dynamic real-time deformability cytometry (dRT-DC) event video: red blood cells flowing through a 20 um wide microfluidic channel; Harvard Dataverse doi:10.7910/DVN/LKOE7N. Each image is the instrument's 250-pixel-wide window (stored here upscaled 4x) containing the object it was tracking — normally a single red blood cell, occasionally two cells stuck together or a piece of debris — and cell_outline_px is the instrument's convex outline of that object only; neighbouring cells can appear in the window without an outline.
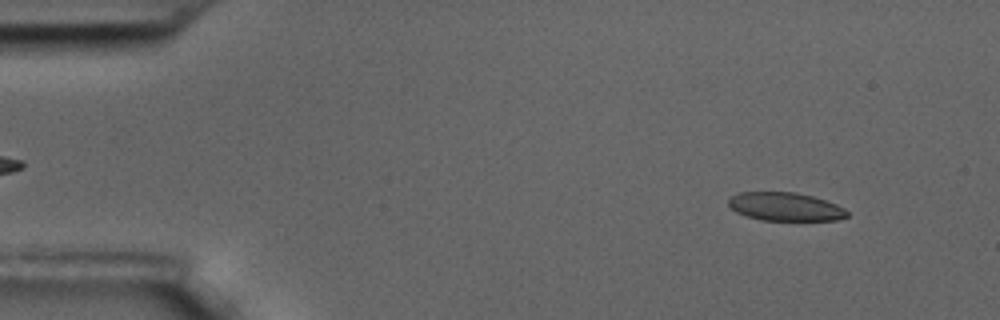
{"species": "common noctule bat (a hibernating species)", "species_latin": "Nyctalus noctula", "temperature_condition": "room temperature", "stored_images_in_passage": 57, "camera_frame_rate_fps": 3000, "um_per_image_px": 0.085, "animal": {"sex": "male", "body_mass_g": 17.5, "forearm_length_mm": 52.3}, "frame": {"image": 1, "passage_image": 5, "time_ms": 1.333, "image_size_px": [1000, 320], "cell_outline_px": [[848, 216], [836, 220], [760, 220], [736, 212], [728, 204], [728, 200], [732, 196], [740, 192], [796, 192], [812, 196], [836, 204], [844, 208], [848, 212]], "centroid_in_image_um": [66.75, 17.56], "position_along_channel_um": 18.3, "area_um2": 19.48}}
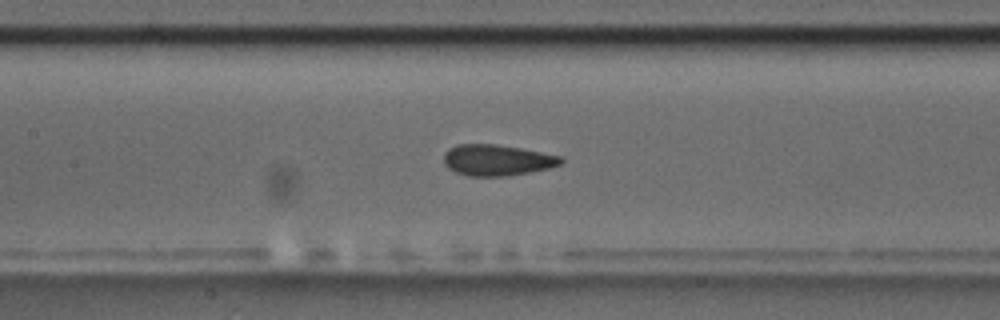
{"frame": {"image": 2, "passage_image": 26, "time_ms": 8.333, "image_size_px": [1000, 320], "cell_outline_px": [[564, 160], [560, 164], [548, 168], [508, 176], [468, 176], [456, 172], [448, 168], [444, 164], [444, 152], [448, 148], [456, 144], [496, 144], [520, 148], [564, 156]], "centroid_in_image_um": [42.23, 13.6], "position_along_channel_um": 165.2, "area_um2": 21.33}}
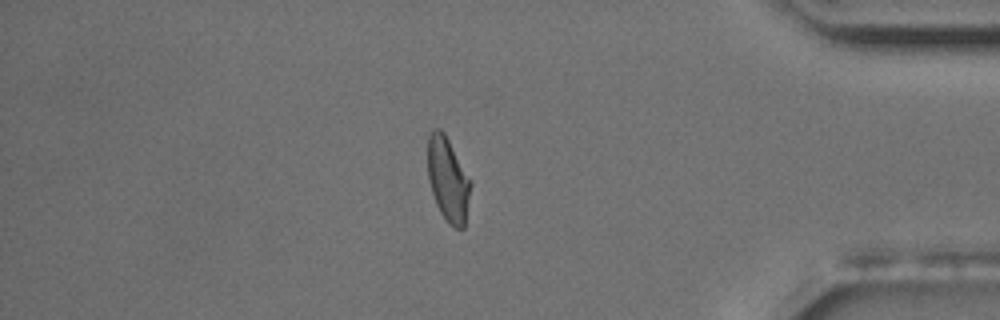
{"frame": {"image": 3, "passage_image": 49, "time_ms": 16.0, "image_size_px": [1000, 320], "cell_outline_px": [[472, 184], [464, 228], [456, 228], [440, 212], [436, 204], [432, 192], [428, 176], [428, 136], [436, 128], [440, 128], [444, 132], [472, 180]], "centroid_in_image_um": [38.1, 15.23], "position_along_channel_um": 397.1, "area_um2": 20.92}, "authors_computed_cell_mechanics": {"area_um2": 21.386, "velocity_mm_per_s": 3.4483, "shape_relaxation_time_tau1_ms": 5.7797, "shape_relaxation_time_tau2_ms": 1.4048, "deformation_change_tau1": 0.1344, "deformation_change_tau2": 0.063}}